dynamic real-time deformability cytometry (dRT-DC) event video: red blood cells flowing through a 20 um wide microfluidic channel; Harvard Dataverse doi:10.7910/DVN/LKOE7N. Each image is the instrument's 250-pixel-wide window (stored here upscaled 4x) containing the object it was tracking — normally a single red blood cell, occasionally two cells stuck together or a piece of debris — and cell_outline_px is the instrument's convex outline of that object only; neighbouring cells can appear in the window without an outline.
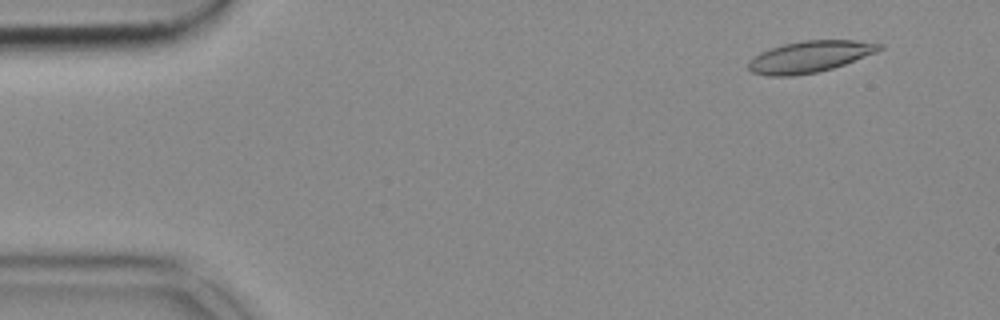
{"species": "common noctule bat (a hibernating species)", "species_latin": "Nyctalus noctula", "temperature_condition": "cold", "stored_images_in_passage": 53, "camera_frame_rate_fps": 3000, "um_per_image_px": 0.085, "animal": {"sex": "female", "body_mass_g": 18.4}, "frame": {"image": 1, "passage_image": 4, "time_ms": 1.0, "image_size_px": [1000, 320], "cell_outline_px": [[884, 48], [876, 52], [844, 64], [832, 68], [816, 72], [792, 76], [768, 76], [752, 72], [748, 68], [748, 64], [760, 52], [784, 44], [804, 40], [856, 40], [884, 44]], "centroid_in_image_um": [68.86, 4.81], "position_along_channel_um": 16.1, "area_um2": 23.76}}
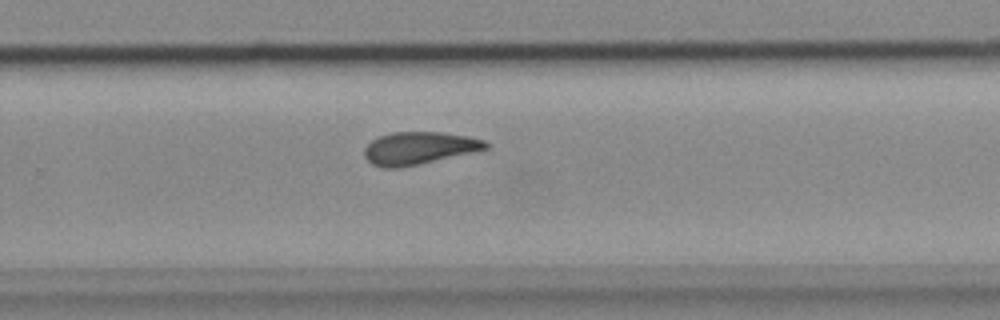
{"frame": {"image": 2, "passage_image": 34, "time_ms": 11.0, "image_size_px": [1000, 320], "cell_outline_px": [[488, 148], [400, 168], [384, 168], [372, 164], [364, 156], [364, 148], [372, 140], [380, 136], [392, 132], [444, 132], [468, 136], [484, 140], [488, 144]], "centroid_in_image_um": [35.57, 12.58], "position_along_channel_um": 294.2, "area_um2": 22.72}}
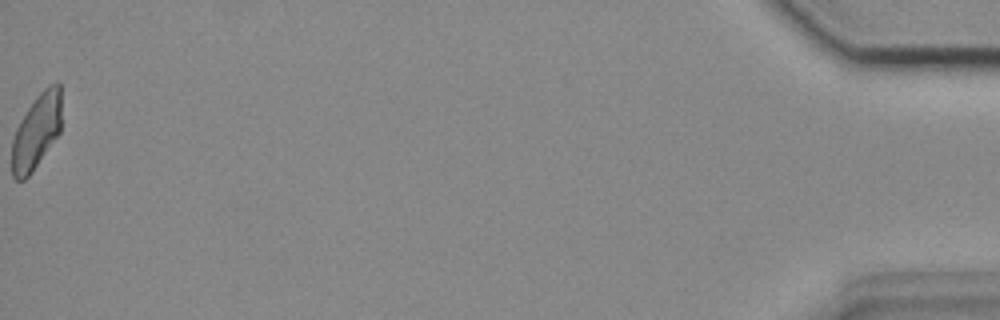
{"frame": {"image": 3, "passage_image": 53, "time_ms": 17.333, "image_size_px": [1000, 320], "cell_outline_px": [[60, 132], [32, 172], [24, 180], [16, 180], [12, 176], [12, 140], [16, 128], [20, 120], [36, 96], [48, 84], [60, 84]], "centroid_in_image_um": [3.08, 11.19], "position_along_channel_um": 432.1, "area_um2": 21.44}}